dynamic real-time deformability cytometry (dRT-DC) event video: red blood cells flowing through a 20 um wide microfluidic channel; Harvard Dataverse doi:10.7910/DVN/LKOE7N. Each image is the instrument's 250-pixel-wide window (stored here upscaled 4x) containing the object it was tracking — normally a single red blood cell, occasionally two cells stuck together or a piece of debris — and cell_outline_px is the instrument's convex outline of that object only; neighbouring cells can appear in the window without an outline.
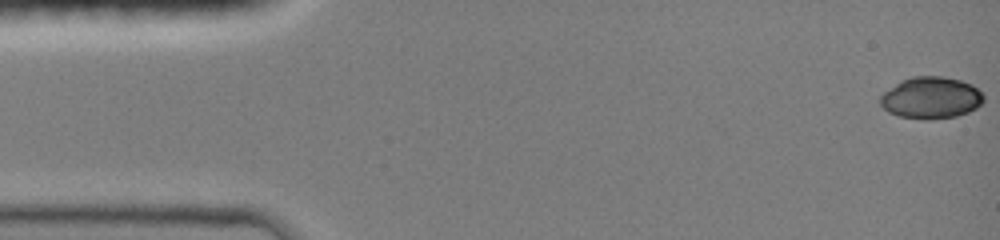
{"species": "common noctule bat (a hibernating species)", "species_latin": "Nyctalus noctula", "temperature_condition": "room temperature", "stored_images_in_passage": 22, "camera_frame_rate_fps": 3000, "um_per_image_px": 0.085, "animal": {"sex": "female", "body_mass_g": 19.0, "forearm_length_mm": 51.5}, "frame": {"image": 1, "passage_image": 1, "time_ms": 0.0, "image_size_px": [1000, 240], "cell_outline_px": [[984, 100], [976, 108], [968, 112], [956, 116], [928, 120], [924, 120], [900, 116], [888, 112], [880, 104], [880, 96], [884, 92], [900, 80], [912, 76], [944, 76], [960, 80], [972, 84], [984, 96]], "centroid_in_image_um": [79.12, 8.31], "position_along_channel_um": 5.9, "area_um2": 25.26}}
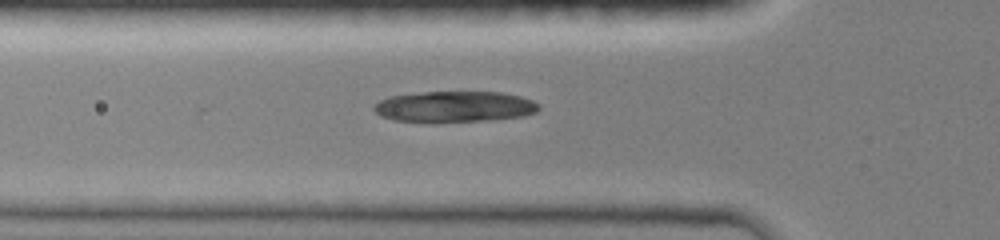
{"frame": {"image": 2, "passage_image": 12, "time_ms": 5.0, "image_size_px": [1000, 240], "cell_outline_px": [[540, 108], [536, 112], [524, 116], [492, 120], [392, 120], [380, 116], [372, 108], [380, 100], [392, 96], [424, 92], [500, 92], [520, 96], [532, 100], [540, 104]], "centroid_in_image_um": [38.7, 9.04], "position_along_channel_um": 87.1, "area_um2": 29.02}}
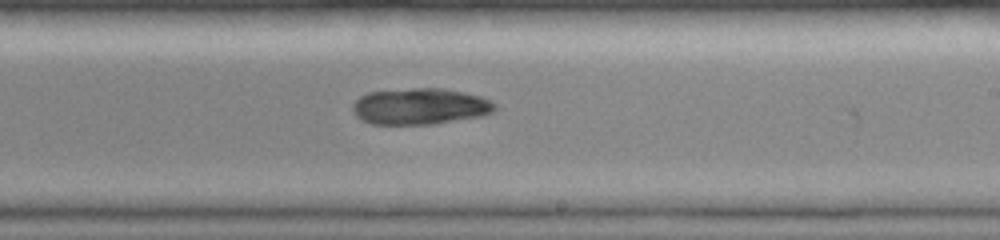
{"frame": {"image": 3, "passage_image": 21, "time_ms": 9.0, "image_size_px": [1000, 240], "cell_outline_px": [[496, 108], [492, 112], [484, 116], [432, 124], [372, 124], [360, 120], [352, 112], [352, 104], [360, 96], [368, 92], [412, 88], [444, 88], [480, 96], [496, 104]], "centroid_in_image_um": [35.68, 9.04], "position_along_channel_um": 253.3, "area_um2": 30.23}}